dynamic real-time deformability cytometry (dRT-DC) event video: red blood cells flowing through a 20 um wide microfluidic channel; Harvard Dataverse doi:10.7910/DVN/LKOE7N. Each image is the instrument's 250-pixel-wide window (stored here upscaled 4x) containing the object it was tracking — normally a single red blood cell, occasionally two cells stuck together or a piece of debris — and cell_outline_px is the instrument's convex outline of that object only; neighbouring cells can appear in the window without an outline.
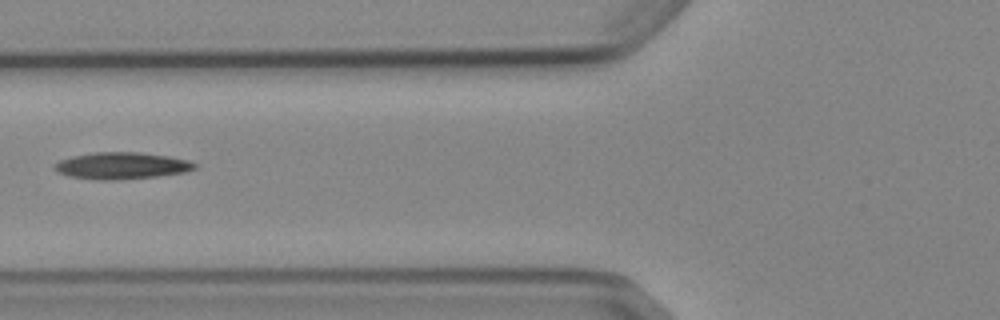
{"species": "Egyptian fruit bat (a non-hibernating species)", "species_latin": "Rousettus aegyptiacus", "temperature_condition": "cold", "stored_images_in_passage": 6, "camera_frame_rate_fps": 3000, "um_per_image_px": 0.085, "animal": {"sex": "female"}, "frame": {"image": 1, "passage_image": 6, "time_ms": 5.667, "image_size_px": [1000, 320], "cell_outline_px": [[196, 168], [184, 172], [156, 176], [116, 180], [96, 180], [68, 176], [60, 172], [56, 168], [56, 164], [60, 160], [72, 156], [96, 152], [140, 152], [168, 156], [188, 160], [196, 164]], "centroid_in_image_um": [10.36, 14.08], "position_along_channel_um": 115.4, "area_um2": 21.62}}